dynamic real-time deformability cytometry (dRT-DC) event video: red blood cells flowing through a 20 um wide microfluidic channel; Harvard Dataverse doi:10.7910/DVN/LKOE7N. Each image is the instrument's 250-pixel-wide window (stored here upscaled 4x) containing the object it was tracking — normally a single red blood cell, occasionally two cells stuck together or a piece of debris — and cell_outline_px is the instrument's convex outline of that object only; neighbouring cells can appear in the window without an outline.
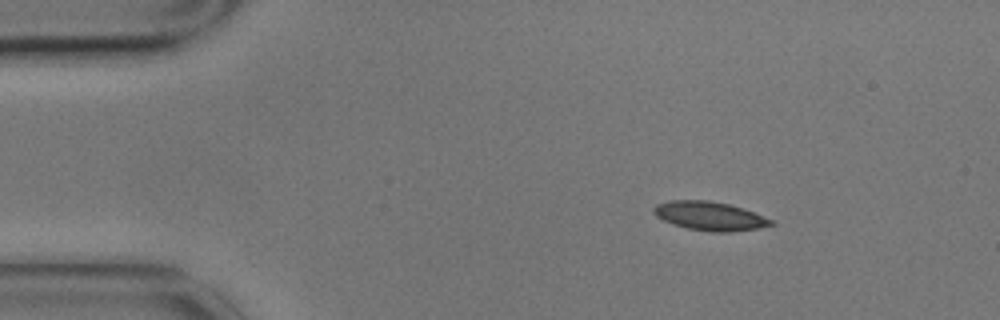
{"species": "common noctule bat (a hibernating species)", "species_latin": "Nyctalus noctula", "temperature_condition": "cold", "stored_images_in_passage": 3, "camera_frame_rate_fps": 3000, "um_per_image_px": 0.085, "animal": {"sex": "male", "body_mass_g": 17.9}, "frame": {"image": 1, "passage_image": 2, "time_ms": 0.333, "image_size_px": [1000, 320], "cell_outline_px": [[776, 224], [756, 228], [728, 232], [712, 232], [688, 228], [664, 220], [656, 216], [652, 212], [652, 208], [656, 204], [668, 200], [708, 200], [728, 204], [752, 212], [772, 220]], "centroid_in_image_um": [60.27, 18.35], "position_along_channel_um": 24.7, "area_um2": 19.36}}